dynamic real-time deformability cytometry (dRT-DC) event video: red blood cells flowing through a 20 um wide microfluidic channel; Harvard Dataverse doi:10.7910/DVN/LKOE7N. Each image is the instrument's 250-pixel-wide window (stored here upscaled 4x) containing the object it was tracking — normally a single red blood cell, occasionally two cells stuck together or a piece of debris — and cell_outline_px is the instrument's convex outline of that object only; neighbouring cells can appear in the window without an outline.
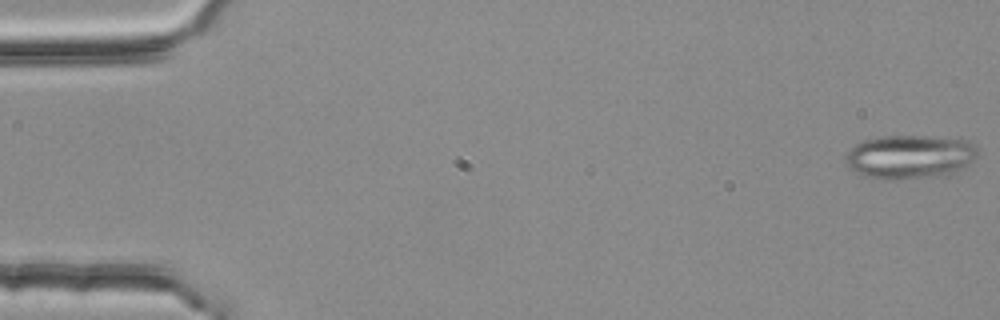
{"species": "common noctule bat (a hibernating species)", "species_latin": "Nyctalus noctula", "temperature_condition": "room temperature", "stored_images_in_passage": 10, "camera_frame_rate_fps": 3000, "um_per_image_px": 0.085, "animal": {"sex": "female", "body_mass_g": 25.1}, "frame": {"image": 1, "passage_image": 1, "time_ms": 0.0, "image_size_px": [1000, 320], "cell_outline_px": [[976, 160], [948, 176], [900, 180], [884, 180], [864, 176], [856, 172], [844, 164], [844, 156], [856, 144], [864, 140], [880, 136], [928, 136], [968, 140], [976, 148]], "centroid_in_image_um": [77.32, 13.35], "position_along_channel_um": 7.7, "area_um2": 34.33}}